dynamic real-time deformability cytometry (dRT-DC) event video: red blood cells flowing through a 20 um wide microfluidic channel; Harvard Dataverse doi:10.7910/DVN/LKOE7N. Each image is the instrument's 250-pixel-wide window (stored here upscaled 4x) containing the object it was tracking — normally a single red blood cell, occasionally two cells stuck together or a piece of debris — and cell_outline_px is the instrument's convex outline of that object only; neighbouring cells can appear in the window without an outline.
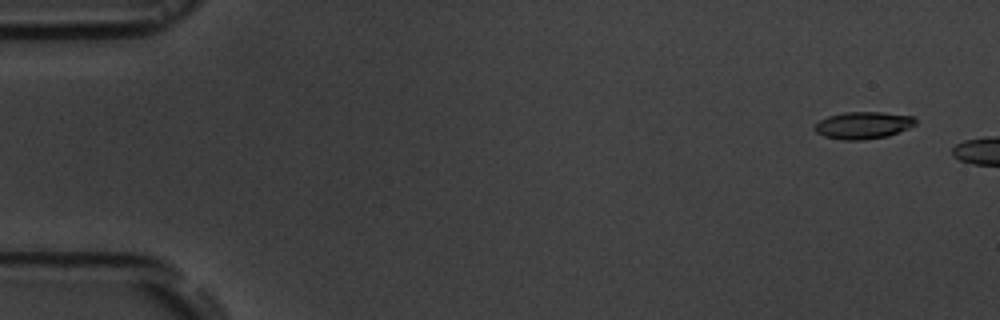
{"species": "common noctule bat (a hibernating species)", "species_latin": "Nyctalus noctula", "temperature_condition": "room temperature", "stored_images_in_passage": 2, "camera_frame_rate_fps": 3000, "um_per_image_px": 0.085, "animal": {"sex": "male", "body_mass_g": 19.5, "forearm_length_mm": 54.6}, "frame": {"image": 1, "passage_image": 1, "time_ms": 0.0, "image_size_px": [1000, 320], "cell_outline_px": [[916, 124], [908, 128], [888, 136], [864, 140], [840, 140], [824, 136], [816, 132], [812, 128], [820, 120], [828, 116], [844, 112], [884, 112], [912, 116], [916, 120]], "centroid_in_image_um": [73.35, 10.65], "position_along_channel_um": 11.7, "area_um2": 16.01}}